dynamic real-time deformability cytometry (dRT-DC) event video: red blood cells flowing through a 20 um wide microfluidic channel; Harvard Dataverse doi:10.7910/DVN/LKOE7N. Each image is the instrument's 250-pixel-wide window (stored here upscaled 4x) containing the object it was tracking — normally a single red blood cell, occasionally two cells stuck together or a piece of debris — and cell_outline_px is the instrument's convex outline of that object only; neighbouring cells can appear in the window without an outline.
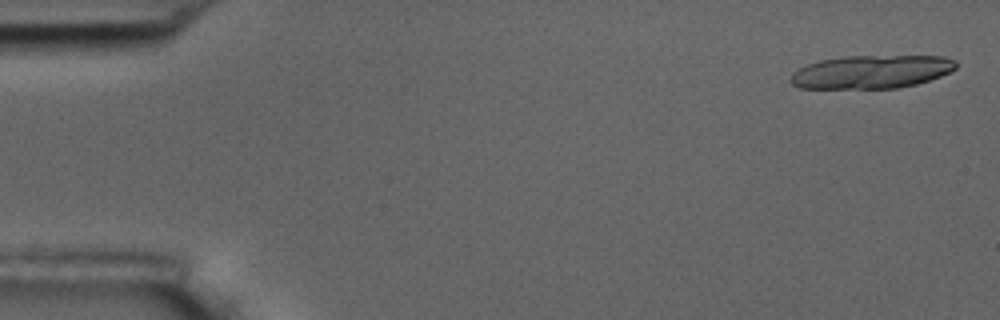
{"species": "common noctule bat (a hibernating species)", "species_latin": "Nyctalus noctula", "temperature_condition": "room temperature", "stored_images_in_passage": 6, "camera_frame_rate_fps": 3000, "um_per_image_px": 0.085, "animal": {"sex": "male", "body_mass_g": 17.5, "forearm_length_mm": 52.3}, "frame": {"image": 1, "passage_image": 1, "time_ms": 0.0, "image_size_px": [1000, 320], "cell_outline_px": [[956, 68], [940, 76], [916, 84], [896, 88], [800, 88], [792, 84], [788, 80], [792, 72], [808, 64], [820, 60], [844, 56], [944, 56], [956, 60]], "centroid_in_image_um": [74.04, 6.1], "position_along_channel_um": 11.0, "area_um2": 32.02}}